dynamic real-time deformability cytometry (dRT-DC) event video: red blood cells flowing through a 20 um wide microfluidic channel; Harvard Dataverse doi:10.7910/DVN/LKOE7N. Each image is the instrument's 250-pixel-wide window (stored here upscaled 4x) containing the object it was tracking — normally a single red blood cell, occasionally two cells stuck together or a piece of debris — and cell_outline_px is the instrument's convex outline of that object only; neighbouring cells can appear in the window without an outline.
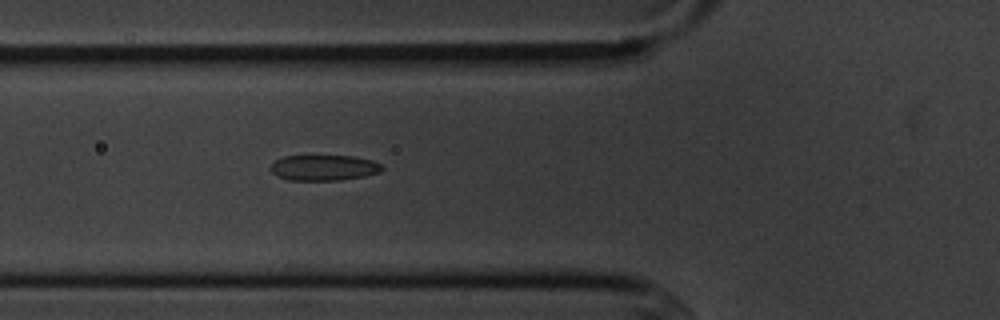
{"species": "common noctule bat (a hibernating species)", "species_latin": "Nyctalus noctula", "temperature_condition": "cold", "stored_images_in_passage": 5, "camera_frame_rate_fps": 3000, "um_per_image_px": 0.085, "animal": {"sex": "male", "body_mass_g": 20.1, "forearm_length_mm": 53.5}, "frame": {"image": 1, "passage_image": 5, "time_ms": 4.667, "image_size_px": [1000, 320], "cell_outline_px": [[384, 168], [380, 172], [364, 176], [340, 180], [288, 180], [276, 176], [272, 172], [272, 164], [276, 160], [284, 156], [352, 156], [372, 160], [380, 164]], "centroid_in_image_um": [27.54, 14.26], "position_along_channel_um": 98.3, "area_um2": 16.53}}